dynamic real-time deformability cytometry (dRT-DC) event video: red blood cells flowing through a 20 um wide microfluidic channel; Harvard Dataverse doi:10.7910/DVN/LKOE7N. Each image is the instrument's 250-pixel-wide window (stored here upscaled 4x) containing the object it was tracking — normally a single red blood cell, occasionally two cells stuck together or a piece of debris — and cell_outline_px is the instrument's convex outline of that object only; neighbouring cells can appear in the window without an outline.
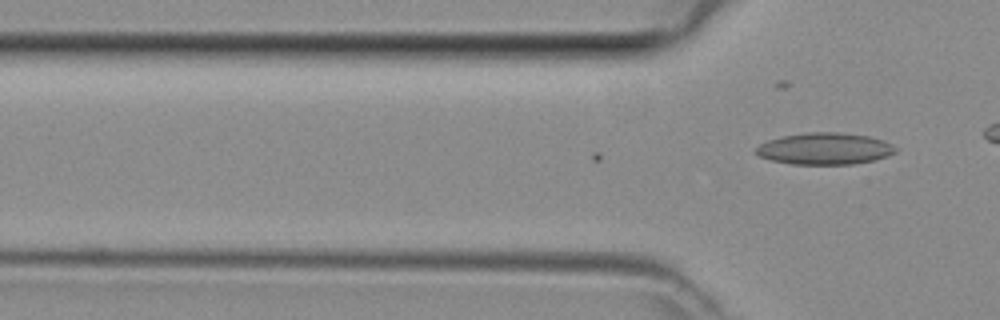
{"species": "common noctule bat (a hibernating species)", "species_latin": "Nyctalus noctula", "temperature_condition": "room temperature", "stored_images_in_passage": 5, "camera_frame_rate_fps": 3000, "um_per_image_px": 0.085, "animal": {"sex": "female", "body_mass_g": 29.2, "forearm_length_mm": 56.3}, "frame": {"image": 1, "passage_image": 5, "time_ms": 1.333, "image_size_px": [1000, 320], "cell_outline_px": [[896, 152], [888, 156], [876, 160], [852, 164], [792, 164], [772, 160], [760, 156], [756, 152], [756, 148], [760, 144], [768, 140], [784, 136], [808, 132], [836, 132], [868, 136], [884, 140], [892, 144], [896, 148]], "centroid_in_image_um": [70.14, 12.64], "position_along_channel_um": 55.7, "area_um2": 25.66}}